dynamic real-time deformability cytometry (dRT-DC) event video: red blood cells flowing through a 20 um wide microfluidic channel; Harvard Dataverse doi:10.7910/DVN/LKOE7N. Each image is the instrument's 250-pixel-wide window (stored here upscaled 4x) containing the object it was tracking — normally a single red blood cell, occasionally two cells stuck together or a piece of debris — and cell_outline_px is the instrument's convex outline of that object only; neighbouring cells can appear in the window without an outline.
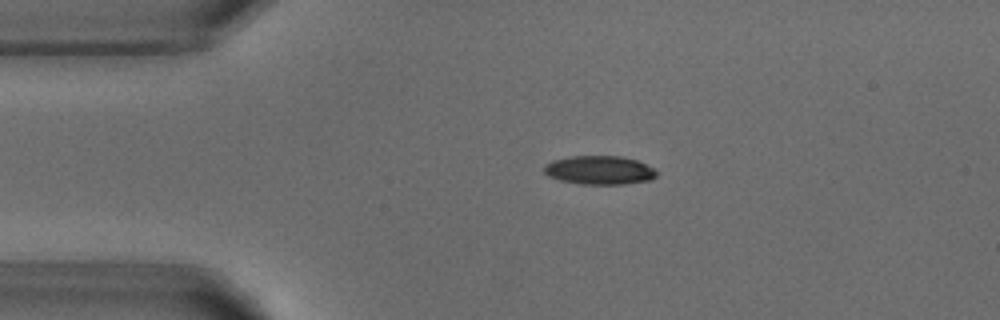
{"species": "common noctule bat (a hibernating species)", "species_latin": "Nyctalus noctula", "temperature_condition": "warm", "stored_images_in_passage": 42, "camera_frame_rate_fps": 3000, "um_per_image_px": 0.085, "animal": {"sex": "male", "body_mass_g": 18.8}, "frame": {"image": 1, "passage_image": 1, "time_ms": 0.0, "image_size_px": [1000, 320], "cell_outline_px": [[660, 172], [652, 180], [624, 184], [580, 184], [560, 180], [548, 176], [544, 172], [544, 164], [552, 160], [572, 156], [620, 156], [636, 160]], "centroid_in_image_um": [50.95, 14.47], "position_along_channel_um": 34.1, "area_um2": 18.9}}
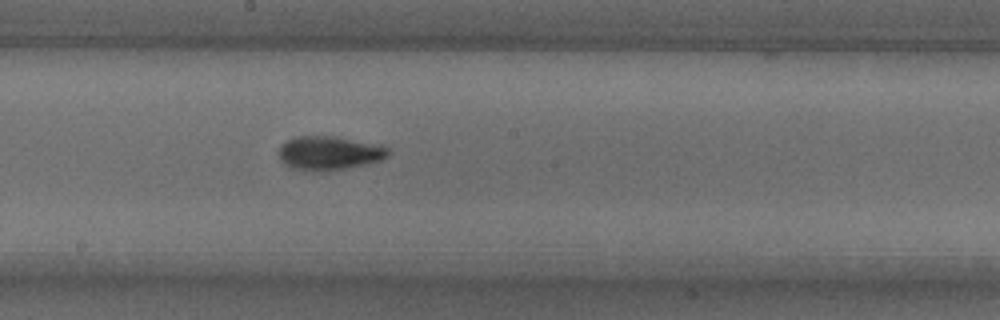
{"frame": {"image": 2, "passage_image": 18, "time_ms": 5.667, "image_size_px": [1000, 320], "cell_outline_px": [[388, 156], [384, 160], [368, 164], [348, 168], [320, 172], [316, 172], [292, 168], [284, 164], [280, 160], [280, 148], [288, 140], [296, 136], [332, 136], [380, 144], [388, 148]], "centroid_in_image_um": [28.03, 13.02], "position_along_channel_um": 220.2, "area_um2": 21.73}}
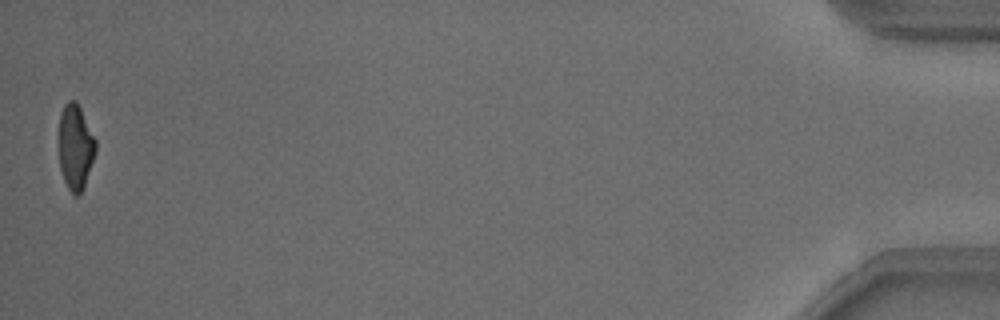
{"frame": {"image": 3, "passage_image": 42, "time_ms": 13.667, "image_size_px": [1000, 320], "cell_outline_px": [[96, 152], [84, 188], [76, 196], [68, 188], [64, 180], [60, 168], [60, 112], [64, 104], [68, 100], [76, 100], [96, 140]], "centroid_in_image_um": [6.43, 12.49], "position_along_channel_um": 428.8, "area_um2": 18.09}, "authors_computed_cell_mechanics": {"area_um2": 19.8832, "velocity_mm_per_s": 3.8449, "shape_relaxation_time_tau1_ms": 2.5641, "shape_relaxation_time_tau2_ms": 2.1424, "deformation_change_tau1": 0.1599, "deformation_change_tau2": 0.0815}}